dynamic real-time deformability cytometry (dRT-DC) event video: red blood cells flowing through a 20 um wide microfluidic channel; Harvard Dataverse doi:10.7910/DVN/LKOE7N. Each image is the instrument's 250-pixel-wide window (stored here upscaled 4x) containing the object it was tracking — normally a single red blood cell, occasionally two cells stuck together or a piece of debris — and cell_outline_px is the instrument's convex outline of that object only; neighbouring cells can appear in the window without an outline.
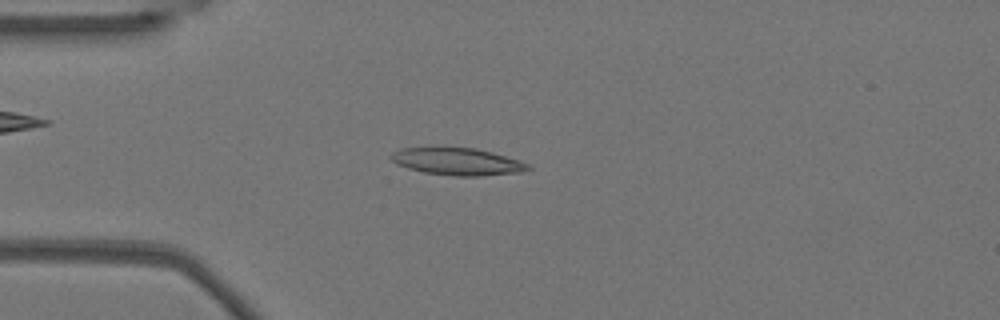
{"species": "Egyptian fruit bat (a non-hibernating species)", "species_latin": "Rousettus aegyptiacus", "temperature_condition": "warm", "stored_images_in_passage": 52, "camera_frame_rate_fps": 3000, "um_per_image_px": 0.085, "animal": {"sex": "female"}, "frame": {"image": 1, "passage_image": 13, "time_ms": 4.0, "image_size_px": [1000, 320], "cell_outline_px": [[532, 168], [524, 172], [480, 176], [452, 176], [424, 172], [408, 168], [396, 164], [388, 156], [392, 152], [400, 148], [444, 144], [476, 148], [492, 152], [520, 160], [528, 164]], "centroid_in_image_um": [38.82, 13.68], "position_along_channel_um": 46.2, "area_um2": 22.89}}
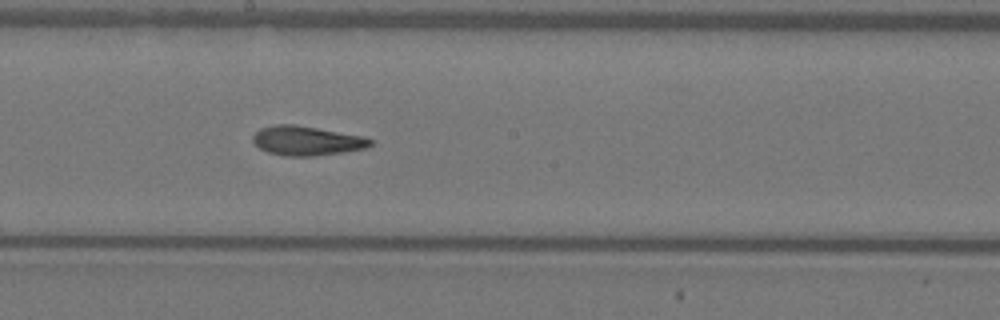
{"frame": {"image": 2, "passage_image": 28, "time_ms": 9.0, "image_size_px": [1000, 320], "cell_outline_px": [[372, 144], [368, 148], [312, 156], [284, 156], [268, 152], [260, 148], [252, 140], [252, 136], [260, 128], [272, 124], [296, 124], [364, 136], [372, 140]], "centroid_in_image_um": [26.06, 11.95], "position_along_channel_um": 222.1, "area_um2": 20.17}}
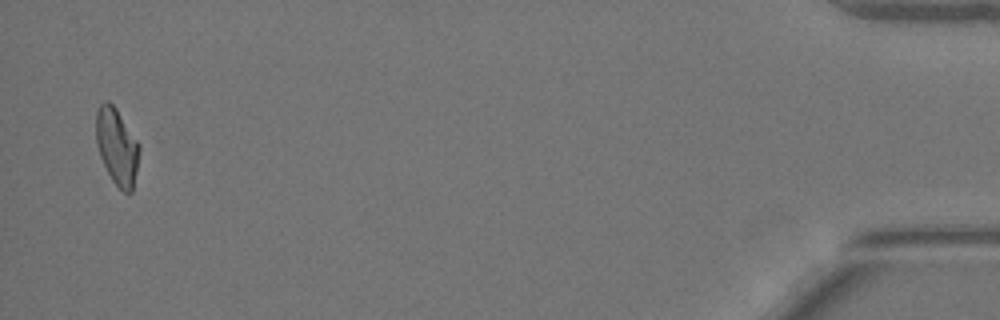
{"frame": {"image": 3, "passage_image": 51, "time_ms": 16.667, "image_size_px": [1000, 320], "cell_outline_px": [[140, 152], [132, 192], [124, 192], [112, 180], [100, 156], [96, 144], [96, 112], [100, 104], [104, 100], [108, 100], [116, 108], [140, 144]], "centroid_in_image_um": [9.94, 12.42], "position_along_channel_um": 425.3, "area_um2": 19.25}, "authors_computed_cell_mechanics": {"area_um2": 20.3167, "velocity_mm_per_s": 3.8062, "shape_relaxation_time_tau1_ms": null, "shape_relaxation_time_tau2_ms": 2.0453, "deformation_change_tau1": null, "deformation_change_tau2": 0.098}}